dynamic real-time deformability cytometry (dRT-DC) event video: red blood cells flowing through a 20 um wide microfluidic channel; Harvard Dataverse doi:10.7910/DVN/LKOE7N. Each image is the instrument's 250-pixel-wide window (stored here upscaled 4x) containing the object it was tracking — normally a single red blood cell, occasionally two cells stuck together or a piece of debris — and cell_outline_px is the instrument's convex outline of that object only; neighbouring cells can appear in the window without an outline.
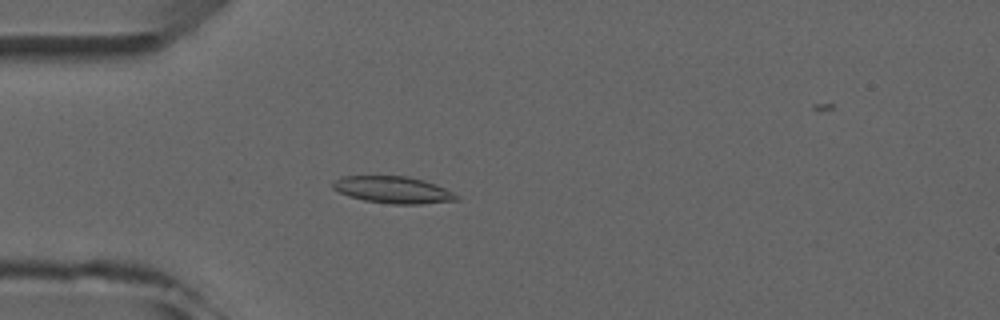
{"species": "common noctule bat (a hibernating species)", "species_latin": "Nyctalus noctula", "temperature_condition": "room temperature", "stored_images_in_passage": 4, "camera_frame_rate_fps": 3000, "um_per_image_px": 0.085, "animal": {"sex": "male", "forearm_length_mm": 52.5}, "frame": {"image": 1, "passage_image": 4, "time_ms": 3.333, "image_size_px": [1000, 320], "cell_outline_px": [[460, 200], [420, 204], [392, 204], [364, 200], [348, 196], [332, 188], [332, 184], [336, 180], [344, 176], [408, 176], [424, 180], [444, 188], [460, 196]], "centroid_in_image_um": [33.43, 16.14], "position_along_channel_um": 51.6, "area_um2": 19.31}}